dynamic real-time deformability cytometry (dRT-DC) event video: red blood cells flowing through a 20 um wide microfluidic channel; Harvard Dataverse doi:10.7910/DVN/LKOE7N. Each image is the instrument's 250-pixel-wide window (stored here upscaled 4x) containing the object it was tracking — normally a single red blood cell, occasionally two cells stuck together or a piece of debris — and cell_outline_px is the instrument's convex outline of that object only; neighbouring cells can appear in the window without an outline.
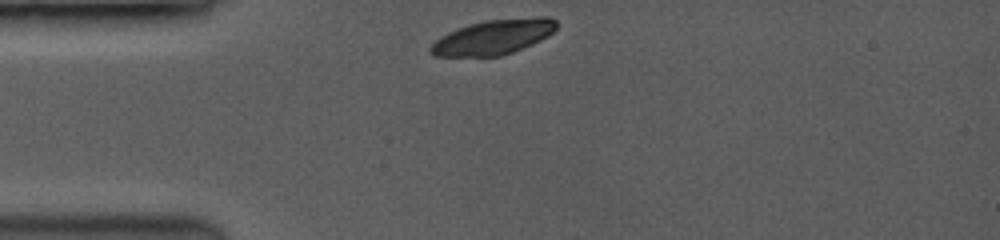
{"species": "common noctule bat (a hibernating species)", "species_latin": "Nyctalus noctula", "temperature_condition": "room temperature", "stored_images_in_passage": 5, "camera_frame_rate_fps": 3500, "um_per_image_px": 0.085, "animal": {"sex": "female", "body_mass_g": 19.0, "forearm_length_mm": 53.3}, "frame": {"image": 1, "passage_image": 1, "time_ms": 0.0, "image_size_px": [1000, 240], "cell_outline_px": [[556, 28], [548, 36], [540, 40], [512, 52], [500, 56], [436, 56], [428, 52], [428, 48], [440, 36], [456, 28], [468, 24], [484, 20], [536, 16], [552, 16], [556, 20]], "centroid_in_image_um": [41.93, 3.13], "position_along_channel_um": 43.1, "area_um2": 25.78}}